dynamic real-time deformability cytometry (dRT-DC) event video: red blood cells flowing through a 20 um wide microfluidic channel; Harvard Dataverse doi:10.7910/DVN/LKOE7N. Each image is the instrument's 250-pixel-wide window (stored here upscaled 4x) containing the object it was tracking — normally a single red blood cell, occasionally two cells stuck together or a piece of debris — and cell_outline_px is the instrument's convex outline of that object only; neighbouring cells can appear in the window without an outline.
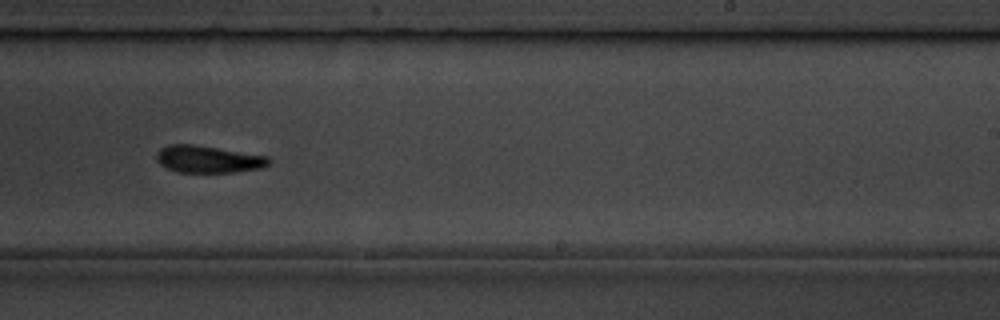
{"species": "common noctule bat (a hibernating species)", "species_latin": "Nyctalus noctula", "temperature_condition": "room temperature", "stored_images_in_passage": 12, "camera_frame_rate_fps": 3000, "um_per_image_px": 0.085, "animal": {"sex": "male", "body_mass_g": 19.5, "forearm_length_mm": 54.6}, "frame": {"image": 1, "passage_image": 7, "time_ms": 6.667, "image_size_px": [1000, 320], "cell_outline_px": [[272, 160], [264, 168], [232, 172], [176, 172], [160, 164], [156, 160], [156, 152], [160, 148], [168, 144], [192, 144], [268, 156]], "centroid_in_image_um": [17.68, 13.53], "position_along_channel_um": 271.3, "area_um2": 17.8}, "authors_computed_cell_mechanics": {"area_um2": 18.1203, "velocity_mm_per_s": 3.76, "shape_relaxation_time_tau1_ms": 3.6341, "shape_relaxation_time_tau2_ms": null, "deformation_change_tau1": 0.1063, "deformation_change_tau2": null}}